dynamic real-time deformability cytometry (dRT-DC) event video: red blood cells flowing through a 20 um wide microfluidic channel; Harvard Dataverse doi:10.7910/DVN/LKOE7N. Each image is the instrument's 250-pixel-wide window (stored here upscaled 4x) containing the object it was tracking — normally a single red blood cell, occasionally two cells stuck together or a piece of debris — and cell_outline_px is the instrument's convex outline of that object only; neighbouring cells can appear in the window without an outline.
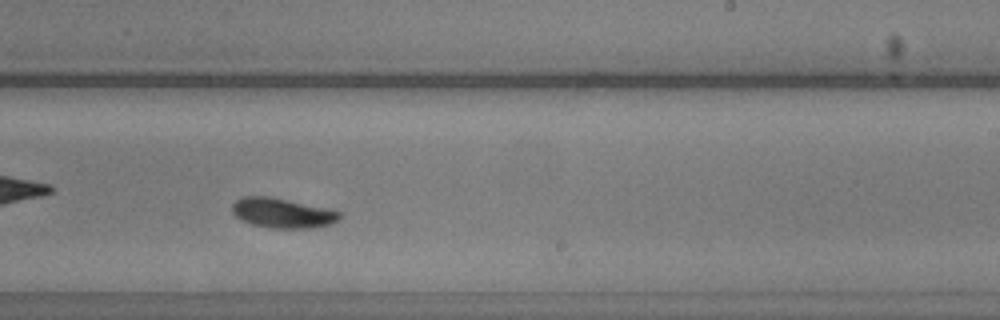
{"species": "common noctule bat (a hibernating species)", "species_latin": "Nyctalus noctula", "temperature_condition": "warm", "stored_images_in_passage": 34, "camera_frame_rate_fps": 3000, "um_per_image_px": 0.085, "animal": {"sex": "male", "body_mass_g": 20.5, "forearm_length_mm": 52.5}, "frame": {"image": 1, "passage_image": 21, "time_ms": 6.667, "image_size_px": [1000, 320], "cell_outline_px": [[340, 216], [332, 224], [312, 228], [272, 228], [252, 224], [236, 216], [232, 212], [232, 204], [236, 200], [244, 196], [268, 196], [324, 208], [340, 212]], "centroid_in_image_um": [23.97, 18.11], "position_along_channel_um": 265.0, "area_um2": 18.26}}